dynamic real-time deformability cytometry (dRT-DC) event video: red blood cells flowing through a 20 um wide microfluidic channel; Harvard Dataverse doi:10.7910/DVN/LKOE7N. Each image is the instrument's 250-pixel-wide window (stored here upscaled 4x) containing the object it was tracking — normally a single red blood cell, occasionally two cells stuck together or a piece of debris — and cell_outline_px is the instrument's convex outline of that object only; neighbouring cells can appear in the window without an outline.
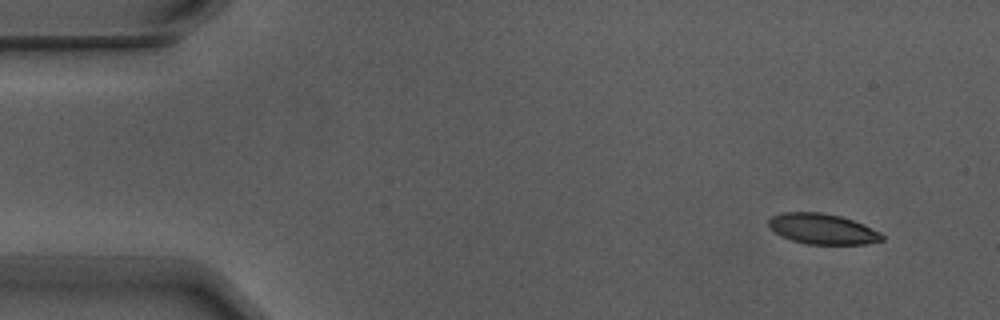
{"species": "Egyptian fruit bat (a non-hibernating species)", "species_latin": "Rousettus aegyptiacus", "temperature_condition": "warm", "stored_images_in_passage": 5, "camera_frame_rate_fps": 3000, "um_per_image_px": 0.085, "animal": {"sex": "male"}, "frame": {"image": 1, "passage_image": 2, "time_ms": 0.333, "image_size_px": [1000, 320], "cell_outline_px": [[884, 240], [864, 244], [808, 244], [792, 240], [776, 232], [768, 224], [768, 220], [772, 216], [784, 212], [820, 212], [840, 216], [864, 224], [880, 232], [884, 236]], "centroid_in_image_um": [69.94, 19.45], "position_along_channel_um": 15.1, "area_um2": 19.94}}